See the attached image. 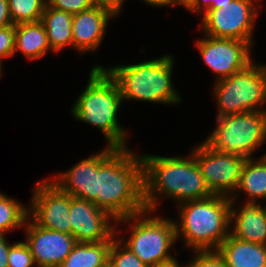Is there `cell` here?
<instances>
[{
  "label": "cell",
  "instance_id": "6da1fadb",
  "mask_svg": "<svg viewBox=\"0 0 266 267\" xmlns=\"http://www.w3.org/2000/svg\"><path fill=\"white\" fill-rule=\"evenodd\" d=\"M127 147H116L97 166V207L116 220L146 210L142 158Z\"/></svg>",
  "mask_w": 266,
  "mask_h": 267
},
{
  "label": "cell",
  "instance_id": "7a4b0ae2",
  "mask_svg": "<svg viewBox=\"0 0 266 267\" xmlns=\"http://www.w3.org/2000/svg\"><path fill=\"white\" fill-rule=\"evenodd\" d=\"M143 165V199L148 211H155L163 194L178 201L200 200L212 196L193 154L188 158L141 156Z\"/></svg>",
  "mask_w": 266,
  "mask_h": 267
},
{
  "label": "cell",
  "instance_id": "3957f363",
  "mask_svg": "<svg viewBox=\"0 0 266 267\" xmlns=\"http://www.w3.org/2000/svg\"><path fill=\"white\" fill-rule=\"evenodd\" d=\"M178 205L177 239L182 235L187 248L194 251H216L230 234V197L212 195Z\"/></svg>",
  "mask_w": 266,
  "mask_h": 267
},
{
  "label": "cell",
  "instance_id": "277c9868",
  "mask_svg": "<svg viewBox=\"0 0 266 267\" xmlns=\"http://www.w3.org/2000/svg\"><path fill=\"white\" fill-rule=\"evenodd\" d=\"M88 85L72 108V114L100 129L109 146L126 147V132L119 125L117 111L123 101L116 81L102 66H95L89 74Z\"/></svg>",
  "mask_w": 266,
  "mask_h": 267
},
{
  "label": "cell",
  "instance_id": "5b68a950",
  "mask_svg": "<svg viewBox=\"0 0 266 267\" xmlns=\"http://www.w3.org/2000/svg\"><path fill=\"white\" fill-rule=\"evenodd\" d=\"M173 60L171 55H165L158 59L105 70L116 81L122 100L176 104L181 101V97L172 86Z\"/></svg>",
  "mask_w": 266,
  "mask_h": 267
},
{
  "label": "cell",
  "instance_id": "8992f818",
  "mask_svg": "<svg viewBox=\"0 0 266 267\" xmlns=\"http://www.w3.org/2000/svg\"><path fill=\"white\" fill-rule=\"evenodd\" d=\"M148 213L154 212L145 210L118 219L116 223L131 221V236L128 241L122 242V244L148 267H157L176 259L168 252L177 240L175 222L163 217H147L146 214Z\"/></svg>",
  "mask_w": 266,
  "mask_h": 267
},
{
  "label": "cell",
  "instance_id": "52a82bcc",
  "mask_svg": "<svg viewBox=\"0 0 266 267\" xmlns=\"http://www.w3.org/2000/svg\"><path fill=\"white\" fill-rule=\"evenodd\" d=\"M214 93L219 113L217 117L250 111H266V65L252 62L244 69L215 83Z\"/></svg>",
  "mask_w": 266,
  "mask_h": 267
},
{
  "label": "cell",
  "instance_id": "ba28073f",
  "mask_svg": "<svg viewBox=\"0 0 266 267\" xmlns=\"http://www.w3.org/2000/svg\"><path fill=\"white\" fill-rule=\"evenodd\" d=\"M217 127L205 140L212 149L246 159L266 140V111L217 117Z\"/></svg>",
  "mask_w": 266,
  "mask_h": 267
},
{
  "label": "cell",
  "instance_id": "9c48e42d",
  "mask_svg": "<svg viewBox=\"0 0 266 267\" xmlns=\"http://www.w3.org/2000/svg\"><path fill=\"white\" fill-rule=\"evenodd\" d=\"M254 0H232L218 9H210L202 19V31L205 36L239 39L251 46L254 21L257 17Z\"/></svg>",
  "mask_w": 266,
  "mask_h": 267
},
{
  "label": "cell",
  "instance_id": "30bf717a",
  "mask_svg": "<svg viewBox=\"0 0 266 267\" xmlns=\"http://www.w3.org/2000/svg\"><path fill=\"white\" fill-rule=\"evenodd\" d=\"M192 154L212 194L231 197L237 189L247 159L236 154L216 151L205 142L196 146Z\"/></svg>",
  "mask_w": 266,
  "mask_h": 267
},
{
  "label": "cell",
  "instance_id": "8fae6325",
  "mask_svg": "<svg viewBox=\"0 0 266 267\" xmlns=\"http://www.w3.org/2000/svg\"><path fill=\"white\" fill-rule=\"evenodd\" d=\"M33 190L29 205V216L32 218L29 219L42 228L71 235L70 194L61 191L48 179L38 181Z\"/></svg>",
  "mask_w": 266,
  "mask_h": 267
},
{
  "label": "cell",
  "instance_id": "7c38bea8",
  "mask_svg": "<svg viewBox=\"0 0 266 267\" xmlns=\"http://www.w3.org/2000/svg\"><path fill=\"white\" fill-rule=\"evenodd\" d=\"M196 45L205 64L219 76L217 81L228 78L253 61L250 58L252 46L239 39L206 36Z\"/></svg>",
  "mask_w": 266,
  "mask_h": 267
},
{
  "label": "cell",
  "instance_id": "4fadbf2b",
  "mask_svg": "<svg viewBox=\"0 0 266 267\" xmlns=\"http://www.w3.org/2000/svg\"><path fill=\"white\" fill-rule=\"evenodd\" d=\"M69 213L71 235L76 242L97 243L116 237V226L110 222L117 220L94 203L70 195Z\"/></svg>",
  "mask_w": 266,
  "mask_h": 267
},
{
  "label": "cell",
  "instance_id": "5bb4252c",
  "mask_svg": "<svg viewBox=\"0 0 266 267\" xmlns=\"http://www.w3.org/2000/svg\"><path fill=\"white\" fill-rule=\"evenodd\" d=\"M28 220L29 217L24 226L27 232L25 243L34 263L38 267H59L77 243L75 238L67 233L42 228L33 220L28 223Z\"/></svg>",
  "mask_w": 266,
  "mask_h": 267
},
{
  "label": "cell",
  "instance_id": "9a60e30c",
  "mask_svg": "<svg viewBox=\"0 0 266 267\" xmlns=\"http://www.w3.org/2000/svg\"><path fill=\"white\" fill-rule=\"evenodd\" d=\"M115 148L108 145L103 151L82 160L68 171L55 175V181L51 182L72 197L87 200L97 206V166Z\"/></svg>",
  "mask_w": 266,
  "mask_h": 267
},
{
  "label": "cell",
  "instance_id": "2e32d148",
  "mask_svg": "<svg viewBox=\"0 0 266 267\" xmlns=\"http://www.w3.org/2000/svg\"><path fill=\"white\" fill-rule=\"evenodd\" d=\"M115 16L112 11L101 6L73 14V47L80 53L96 50L103 40L108 20Z\"/></svg>",
  "mask_w": 266,
  "mask_h": 267
},
{
  "label": "cell",
  "instance_id": "e0dca14e",
  "mask_svg": "<svg viewBox=\"0 0 266 267\" xmlns=\"http://www.w3.org/2000/svg\"><path fill=\"white\" fill-rule=\"evenodd\" d=\"M230 200V222H235L233 227L230 226L233 228L230 234L243 241L266 245V206L263 208L260 204L246 202L238 212L234 208L233 195Z\"/></svg>",
  "mask_w": 266,
  "mask_h": 267
},
{
  "label": "cell",
  "instance_id": "ac0fdd59",
  "mask_svg": "<svg viewBox=\"0 0 266 267\" xmlns=\"http://www.w3.org/2000/svg\"><path fill=\"white\" fill-rule=\"evenodd\" d=\"M226 267H266V245L243 241L231 234L216 250Z\"/></svg>",
  "mask_w": 266,
  "mask_h": 267
},
{
  "label": "cell",
  "instance_id": "d6986e66",
  "mask_svg": "<svg viewBox=\"0 0 266 267\" xmlns=\"http://www.w3.org/2000/svg\"><path fill=\"white\" fill-rule=\"evenodd\" d=\"M51 50L43 24L39 22L15 24L14 55L21 51L29 60L44 57Z\"/></svg>",
  "mask_w": 266,
  "mask_h": 267
},
{
  "label": "cell",
  "instance_id": "ffe728a7",
  "mask_svg": "<svg viewBox=\"0 0 266 267\" xmlns=\"http://www.w3.org/2000/svg\"><path fill=\"white\" fill-rule=\"evenodd\" d=\"M72 20L73 14L54 9L46 4L40 22L45 28L52 51L59 52L65 46H73Z\"/></svg>",
  "mask_w": 266,
  "mask_h": 267
},
{
  "label": "cell",
  "instance_id": "44dd1931",
  "mask_svg": "<svg viewBox=\"0 0 266 267\" xmlns=\"http://www.w3.org/2000/svg\"><path fill=\"white\" fill-rule=\"evenodd\" d=\"M112 240L97 243L77 242L59 267H105Z\"/></svg>",
  "mask_w": 266,
  "mask_h": 267
},
{
  "label": "cell",
  "instance_id": "7402d4cb",
  "mask_svg": "<svg viewBox=\"0 0 266 267\" xmlns=\"http://www.w3.org/2000/svg\"><path fill=\"white\" fill-rule=\"evenodd\" d=\"M236 190L245 192L250 198L248 202L256 203L259 198L266 199L265 155H262L258 160H253V158L246 160Z\"/></svg>",
  "mask_w": 266,
  "mask_h": 267
},
{
  "label": "cell",
  "instance_id": "603a6c76",
  "mask_svg": "<svg viewBox=\"0 0 266 267\" xmlns=\"http://www.w3.org/2000/svg\"><path fill=\"white\" fill-rule=\"evenodd\" d=\"M29 217V207L0 193V234L21 228Z\"/></svg>",
  "mask_w": 266,
  "mask_h": 267
},
{
  "label": "cell",
  "instance_id": "cb8c5ba5",
  "mask_svg": "<svg viewBox=\"0 0 266 267\" xmlns=\"http://www.w3.org/2000/svg\"><path fill=\"white\" fill-rule=\"evenodd\" d=\"M13 24L39 22L43 15L46 0H8Z\"/></svg>",
  "mask_w": 266,
  "mask_h": 267
},
{
  "label": "cell",
  "instance_id": "d4e9b609",
  "mask_svg": "<svg viewBox=\"0 0 266 267\" xmlns=\"http://www.w3.org/2000/svg\"><path fill=\"white\" fill-rule=\"evenodd\" d=\"M115 237L108 252L110 267H148L133 252L122 244V239Z\"/></svg>",
  "mask_w": 266,
  "mask_h": 267
},
{
  "label": "cell",
  "instance_id": "484cf974",
  "mask_svg": "<svg viewBox=\"0 0 266 267\" xmlns=\"http://www.w3.org/2000/svg\"><path fill=\"white\" fill-rule=\"evenodd\" d=\"M33 265L34 259L25 241L11 244L8 253V267H32Z\"/></svg>",
  "mask_w": 266,
  "mask_h": 267
},
{
  "label": "cell",
  "instance_id": "4316f807",
  "mask_svg": "<svg viewBox=\"0 0 266 267\" xmlns=\"http://www.w3.org/2000/svg\"><path fill=\"white\" fill-rule=\"evenodd\" d=\"M192 262L186 264V267H226L223 258L217 251H194Z\"/></svg>",
  "mask_w": 266,
  "mask_h": 267
},
{
  "label": "cell",
  "instance_id": "83f0119b",
  "mask_svg": "<svg viewBox=\"0 0 266 267\" xmlns=\"http://www.w3.org/2000/svg\"><path fill=\"white\" fill-rule=\"evenodd\" d=\"M47 4L57 10L76 14L94 7L91 0H48Z\"/></svg>",
  "mask_w": 266,
  "mask_h": 267
},
{
  "label": "cell",
  "instance_id": "f1b7e54d",
  "mask_svg": "<svg viewBox=\"0 0 266 267\" xmlns=\"http://www.w3.org/2000/svg\"><path fill=\"white\" fill-rule=\"evenodd\" d=\"M15 48V24L0 28V64L5 58L14 55Z\"/></svg>",
  "mask_w": 266,
  "mask_h": 267
},
{
  "label": "cell",
  "instance_id": "f546056e",
  "mask_svg": "<svg viewBox=\"0 0 266 267\" xmlns=\"http://www.w3.org/2000/svg\"><path fill=\"white\" fill-rule=\"evenodd\" d=\"M232 0H191L187 5V9L193 12H200L203 9L204 14L210 9H218L223 7L225 4H230Z\"/></svg>",
  "mask_w": 266,
  "mask_h": 267
},
{
  "label": "cell",
  "instance_id": "4dcf8cb0",
  "mask_svg": "<svg viewBox=\"0 0 266 267\" xmlns=\"http://www.w3.org/2000/svg\"><path fill=\"white\" fill-rule=\"evenodd\" d=\"M94 6H101L109 9L118 15L122 9L124 0H91Z\"/></svg>",
  "mask_w": 266,
  "mask_h": 267
},
{
  "label": "cell",
  "instance_id": "1f68e13d",
  "mask_svg": "<svg viewBox=\"0 0 266 267\" xmlns=\"http://www.w3.org/2000/svg\"><path fill=\"white\" fill-rule=\"evenodd\" d=\"M14 25L11 20L8 0H0V28Z\"/></svg>",
  "mask_w": 266,
  "mask_h": 267
},
{
  "label": "cell",
  "instance_id": "d6a6232c",
  "mask_svg": "<svg viewBox=\"0 0 266 267\" xmlns=\"http://www.w3.org/2000/svg\"><path fill=\"white\" fill-rule=\"evenodd\" d=\"M10 246L5 235L0 234V267H8V253Z\"/></svg>",
  "mask_w": 266,
  "mask_h": 267
},
{
  "label": "cell",
  "instance_id": "836d02e7",
  "mask_svg": "<svg viewBox=\"0 0 266 267\" xmlns=\"http://www.w3.org/2000/svg\"><path fill=\"white\" fill-rule=\"evenodd\" d=\"M149 5L160 7V6H169V0H143Z\"/></svg>",
  "mask_w": 266,
  "mask_h": 267
},
{
  "label": "cell",
  "instance_id": "e575fe53",
  "mask_svg": "<svg viewBox=\"0 0 266 267\" xmlns=\"http://www.w3.org/2000/svg\"><path fill=\"white\" fill-rule=\"evenodd\" d=\"M191 2V0H169V5L171 6H177V5H183L187 7V5Z\"/></svg>",
  "mask_w": 266,
  "mask_h": 267
},
{
  "label": "cell",
  "instance_id": "d590c367",
  "mask_svg": "<svg viewBox=\"0 0 266 267\" xmlns=\"http://www.w3.org/2000/svg\"><path fill=\"white\" fill-rule=\"evenodd\" d=\"M157 267H186L185 265L180 266L176 259L172 260L171 262L160 264Z\"/></svg>",
  "mask_w": 266,
  "mask_h": 267
},
{
  "label": "cell",
  "instance_id": "8d00e7d4",
  "mask_svg": "<svg viewBox=\"0 0 266 267\" xmlns=\"http://www.w3.org/2000/svg\"><path fill=\"white\" fill-rule=\"evenodd\" d=\"M2 64H0V76L2 75Z\"/></svg>",
  "mask_w": 266,
  "mask_h": 267
}]
</instances>
